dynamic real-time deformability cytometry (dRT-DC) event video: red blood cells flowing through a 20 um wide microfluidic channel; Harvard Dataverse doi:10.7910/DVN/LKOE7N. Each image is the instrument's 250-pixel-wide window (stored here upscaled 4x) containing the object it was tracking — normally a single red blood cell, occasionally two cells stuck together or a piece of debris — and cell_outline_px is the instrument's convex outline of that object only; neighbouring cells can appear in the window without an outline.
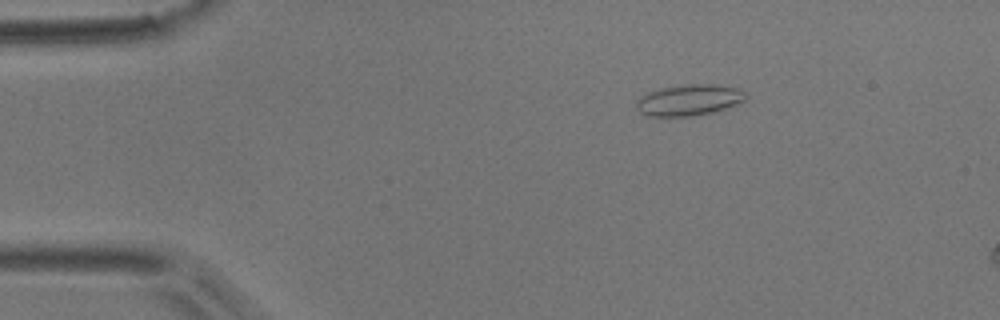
{"species": "common noctule bat (a hibernating species)", "species_latin": "Nyctalus noctula", "temperature_condition": "room temperature", "stored_images_in_passage": 3, "camera_frame_rate_fps": 3000, "um_per_image_px": 0.085, "animal": {"sex": "male", "body_mass_g": 17.9}, "frame": {"image": 1, "passage_image": 1, "time_ms": 0.0, "image_size_px": [1000, 320], "cell_outline_px": [[748, 96], [744, 100], [736, 104], [712, 112], [692, 116], [644, 116], [636, 108], [636, 100], [640, 96], [648, 92], [660, 88], [688, 84], [712, 84], [740, 88]], "centroid_in_image_um": [58.53, 8.5], "position_along_channel_um": 26.5, "area_um2": 19.88}}